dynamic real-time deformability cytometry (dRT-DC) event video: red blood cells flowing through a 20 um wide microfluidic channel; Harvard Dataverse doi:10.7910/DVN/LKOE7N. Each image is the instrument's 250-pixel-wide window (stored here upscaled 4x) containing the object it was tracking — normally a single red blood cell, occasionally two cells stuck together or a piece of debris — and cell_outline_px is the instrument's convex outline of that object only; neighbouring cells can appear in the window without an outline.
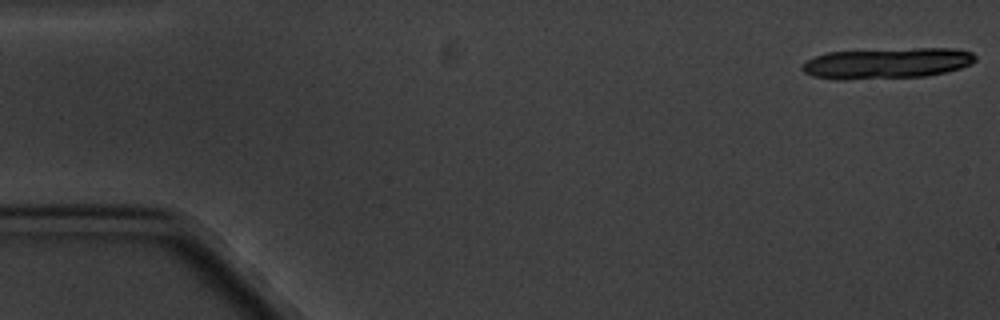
{"species": "common noctule bat (a hibernating species)", "species_latin": "Nyctalus noctula", "temperature_condition": "cold", "stored_images_in_passage": 6, "camera_frame_rate_fps": 3000, "um_per_image_px": 0.085, "animal": {"sex": "male", "body_mass_g": 20.1, "forearm_length_mm": 53.5}, "frame": {"image": 1, "passage_image": 1, "time_ms": 0.0, "image_size_px": [1000, 320], "cell_outline_px": [[976, 60], [972, 64], [960, 68], [928, 76], [844, 80], [836, 80], [812, 76], [804, 72], [800, 68], [808, 60], [816, 56], [828, 52], [916, 48], [952, 48], [972, 52], [976, 56]], "centroid_in_image_um": [75.4, 5.38], "position_along_channel_um": 9.6, "area_um2": 31.15}}
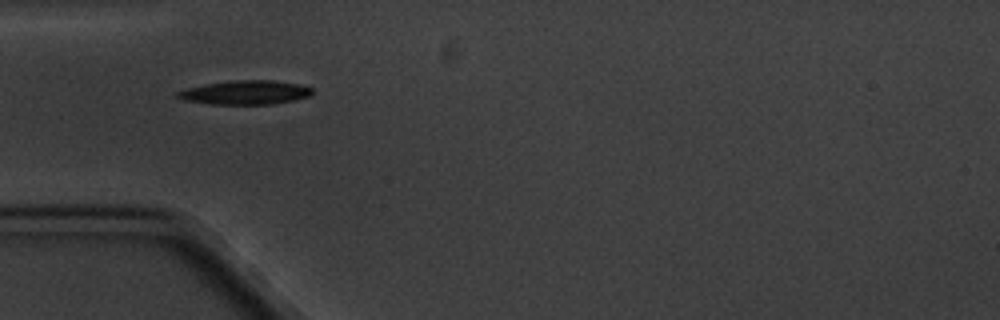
{"frame": {"image": 2, "passage_image": 5, "time_ms": 5.667, "image_size_px": [1000, 320], "cell_outline_px": [[312, 92], [308, 96], [292, 100], [272, 104], [212, 104], [184, 100], [176, 96], [176, 92], [188, 88], [204, 84], [236, 80], [272, 80], [296, 84], [312, 88]], "centroid_in_image_um": [20.82, 7.86], "position_along_channel_um": 64.2, "area_um2": 18.5}}